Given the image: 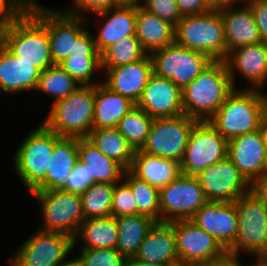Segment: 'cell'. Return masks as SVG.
<instances>
[{"instance_id":"55","label":"cell","mask_w":267,"mask_h":266,"mask_svg":"<svg viewBox=\"0 0 267 266\" xmlns=\"http://www.w3.org/2000/svg\"><path fill=\"white\" fill-rule=\"evenodd\" d=\"M196 266H231V264L229 263V255H227V257L222 261L210 264L196 265Z\"/></svg>"},{"instance_id":"7","label":"cell","mask_w":267,"mask_h":266,"mask_svg":"<svg viewBox=\"0 0 267 266\" xmlns=\"http://www.w3.org/2000/svg\"><path fill=\"white\" fill-rule=\"evenodd\" d=\"M234 203L238 230L234 243L226 251L227 255H239L243 249L255 257L267 243V209L251 191Z\"/></svg>"},{"instance_id":"46","label":"cell","mask_w":267,"mask_h":266,"mask_svg":"<svg viewBox=\"0 0 267 266\" xmlns=\"http://www.w3.org/2000/svg\"><path fill=\"white\" fill-rule=\"evenodd\" d=\"M254 15L262 42L267 44V0H244Z\"/></svg>"},{"instance_id":"12","label":"cell","mask_w":267,"mask_h":266,"mask_svg":"<svg viewBox=\"0 0 267 266\" xmlns=\"http://www.w3.org/2000/svg\"><path fill=\"white\" fill-rule=\"evenodd\" d=\"M74 239L60 232L38 229L18 249L10 266H62L70 260L65 258L73 250Z\"/></svg>"},{"instance_id":"10","label":"cell","mask_w":267,"mask_h":266,"mask_svg":"<svg viewBox=\"0 0 267 266\" xmlns=\"http://www.w3.org/2000/svg\"><path fill=\"white\" fill-rule=\"evenodd\" d=\"M29 12L46 28L53 64L74 53L77 37L85 30L88 18L75 17L40 6L35 0ZM84 28V29H83Z\"/></svg>"},{"instance_id":"4","label":"cell","mask_w":267,"mask_h":266,"mask_svg":"<svg viewBox=\"0 0 267 266\" xmlns=\"http://www.w3.org/2000/svg\"><path fill=\"white\" fill-rule=\"evenodd\" d=\"M95 85H81L52 104L43 123L58 136L84 138L93 129Z\"/></svg>"},{"instance_id":"52","label":"cell","mask_w":267,"mask_h":266,"mask_svg":"<svg viewBox=\"0 0 267 266\" xmlns=\"http://www.w3.org/2000/svg\"><path fill=\"white\" fill-rule=\"evenodd\" d=\"M143 0H114V7H132L138 8L142 6Z\"/></svg>"},{"instance_id":"43","label":"cell","mask_w":267,"mask_h":266,"mask_svg":"<svg viewBox=\"0 0 267 266\" xmlns=\"http://www.w3.org/2000/svg\"><path fill=\"white\" fill-rule=\"evenodd\" d=\"M93 183L85 164L78 160L61 190L81 194Z\"/></svg>"},{"instance_id":"37","label":"cell","mask_w":267,"mask_h":266,"mask_svg":"<svg viewBox=\"0 0 267 266\" xmlns=\"http://www.w3.org/2000/svg\"><path fill=\"white\" fill-rule=\"evenodd\" d=\"M148 53L136 36H128L108 47L101 54V68H113L144 58Z\"/></svg>"},{"instance_id":"59","label":"cell","mask_w":267,"mask_h":266,"mask_svg":"<svg viewBox=\"0 0 267 266\" xmlns=\"http://www.w3.org/2000/svg\"><path fill=\"white\" fill-rule=\"evenodd\" d=\"M3 24L0 22V42H1V31H2Z\"/></svg>"},{"instance_id":"53","label":"cell","mask_w":267,"mask_h":266,"mask_svg":"<svg viewBox=\"0 0 267 266\" xmlns=\"http://www.w3.org/2000/svg\"><path fill=\"white\" fill-rule=\"evenodd\" d=\"M259 132L261 134L262 141L267 149V113L261 119Z\"/></svg>"},{"instance_id":"8","label":"cell","mask_w":267,"mask_h":266,"mask_svg":"<svg viewBox=\"0 0 267 266\" xmlns=\"http://www.w3.org/2000/svg\"><path fill=\"white\" fill-rule=\"evenodd\" d=\"M43 212V225L40 230L60 232L74 238L84 221L79 193L61 189L32 191Z\"/></svg>"},{"instance_id":"48","label":"cell","mask_w":267,"mask_h":266,"mask_svg":"<svg viewBox=\"0 0 267 266\" xmlns=\"http://www.w3.org/2000/svg\"><path fill=\"white\" fill-rule=\"evenodd\" d=\"M176 2L182 16L198 15L211 10L204 0H176Z\"/></svg>"},{"instance_id":"2","label":"cell","mask_w":267,"mask_h":266,"mask_svg":"<svg viewBox=\"0 0 267 266\" xmlns=\"http://www.w3.org/2000/svg\"><path fill=\"white\" fill-rule=\"evenodd\" d=\"M266 113V94L258 89L236 88L208 122L229 141L259 130L261 119Z\"/></svg>"},{"instance_id":"51","label":"cell","mask_w":267,"mask_h":266,"mask_svg":"<svg viewBox=\"0 0 267 266\" xmlns=\"http://www.w3.org/2000/svg\"><path fill=\"white\" fill-rule=\"evenodd\" d=\"M238 257L239 255H229V263L231 264V266H244L241 263H239ZM256 257H257V260L254 264H249L246 266H267L264 263V260L259 255H256Z\"/></svg>"},{"instance_id":"36","label":"cell","mask_w":267,"mask_h":266,"mask_svg":"<svg viewBox=\"0 0 267 266\" xmlns=\"http://www.w3.org/2000/svg\"><path fill=\"white\" fill-rule=\"evenodd\" d=\"M153 118L137 105L118 123V131L128 140L135 150L141 149L150 132Z\"/></svg>"},{"instance_id":"14","label":"cell","mask_w":267,"mask_h":266,"mask_svg":"<svg viewBox=\"0 0 267 266\" xmlns=\"http://www.w3.org/2000/svg\"><path fill=\"white\" fill-rule=\"evenodd\" d=\"M196 119L187 115L154 119L142 152L179 163L185 153Z\"/></svg>"},{"instance_id":"23","label":"cell","mask_w":267,"mask_h":266,"mask_svg":"<svg viewBox=\"0 0 267 266\" xmlns=\"http://www.w3.org/2000/svg\"><path fill=\"white\" fill-rule=\"evenodd\" d=\"M230 5L218 9L224 23L226 57L227 54L242 46L258 44L262 42L259 29L250 6L233 9Z\"/></svg>"},{"instance_id":"31","label":"cell","mask_w":267,"mask_h":266,"mask_svg":"<svg viewBox=\"0 0 267 266\" xmlns=\"http://www.w3.org/2000/svg\"><path fill=\"white\" fill-rule=\"evenodd\" d=\"M116 220L118 224L116 249L130 259L137 254L143 239L157 221L144 214L119 216Z\"/></svg>"},{"instance_id":"26","label":"cell","mask_w":267,"mask_h":266,"mask_svg":"<svg viewBox=\"0 0 267 266\" xmlns=\"http://www.w3.org/2000/svg\"><path fill=\"white\" fill-rule=\"evenodd\" d=\"M94 14L105 19L99 33L94 36L96 49L100 54L123 38L135 36L136 8L112 7Z\"/></svg>"},{"instance_id":"20","label":"cell","mask_w":267,"mask_h":266,"mask_svg":"<svg viewBox=\"0 0 267 266\" xmlns=\"http://www.w3.org/2000/svg\"><path fill=\"white\" fill-rule=\"evenodd\" d=\"M225 63L235 87V70L246 78L251 87L261 89L267 81V44L260 42L238 47L227 54ZM252 84V85H251Z\"/></svg>"},{"instance_id":"19","label":"cell","mask_w":267,"mask_h":266,"mask_svg":"<svg viewBox=\"0 0 267 266\" xmlns=\"http://www.w3.org/2000/svg\"><path fill=\"white\" fill-rule=\"evenodd\" d=\"M105 70V72H104ZM107 80L102 82L110 90L130 98L134 103L140 100L150 76L153 63L150 54L135 62L102 70Z\"/></svg>"},{"instance_id":"56","label":"cell","mask_w":267,"mask_h":266,"mask_svg":"<svg viewBox=\"0 0 267 266\" xmlns=\"http://www.w3.org/2000/svg\"><path fill=\"white\" fill-rule=\"evenodd\" d=\"M259 256L264 260V263L267 265V243L264 249L259 253Z\"/></svg>"},{"instance_id":"54","label":"cell","mask_w":267,"mask_h":266,"mask_svg":"<svg viewBox=\"0 0 267 266\" xmlns=\"http://www.w3.org/2000/svg\"><path fill=\"white\" fill-rule=\"evenodd\" d=\"M127 266H168V265L148 263L145 261L136 260L134 257H132L128 259Z\"/></svg>"},{"instance_id":"41","label":"cell","mask_w":267,"mask_h":266,"mask_svg":"<svg viewBox=\"0 0 267 266\" xmlns=\"http://www.w3.org/2000/svg\"><path fill=\"white\" fill-rule=\"evenodd\" d=\"M122 181L115 183L112 194L111 216L114 217L137 214L136 197L131 187Z\"/></svg>"},{"instance_id":"58","label":"cell","mask_w":267,"mask_h":266,"mask_svg":"<svg viewBox=\"0 0 267 266\" xmlns=\"http://www.w3.org/2000/svg\"><path fill=\"white\" fill-rule=\"evenodd\" d=\"M62 266H79L78 262L73 258L70 261Z\"/></svg>"},{"instance_id":"34","label":"cell","mask_w":267,"mask_h":266,"mask_svg":"<svg viewBox=\"0 0 267 266\" xmlns=\"http://www.w3.org/2000/svg\"><path fill=\"white\" fill-rule=\"evenodd\" d=\"M115 184L93 183L80 194L85 219L111 216Z\"/></svg>"},{"instance_id":"57","label":"cell","mask_w":267,"mask_h":266,"mask_svg":"<svg viewBox=\"0 0 267 266\" xmlns=\"http://www.w3.org/2000/svg\"><path fill=\"white\" fill-rule=\"evenodd\" d=\"M262 177H267V151L263 163Z\"/></svg>"},{"instance_id":"11","label":"cell","mask_w":267,"mask_h":266,"mask_svg":"<svg viewBox=\"0 0 267 266\" xmlns=\"http://www.w3.org/2000/svg\"><path fill=\"white\" fill-rule=\"evenodd\" d=\"M227 153L228 141L208 121H197L180 162L181 174L196 176Z\"/></svg>"},{"instance_id":"16","label":"cell","mask_w":267,"mask_h":266,"mask_svg":"<svg viewBox=\"0 0 267 266\" xmlns=\"http://www.w3.org/2000/svg\"><path fill=\"white\" fill-rule=\"evenodd\" d=\"M196 177L208 201L235 202L251 191V184L228 156L202 170Z\"/></svg>"},{"instance_id":"9","label":"cell","mask_w":267,"mask_h":266,"mask_svg":"<svg viewBox=\"0 0 267 266\" xmlns=\"http://www.w3.org/2000/svg\"><path fill=\"white\" fill-rule=\"evenodd\" d=\"M150 56L153 73L171 80L181 89L212 62L206 54L180 46L176 42L151 52Z\"/></svg>"},{"instance_id":"44","label":"cell","mask_w":267,"mask_h":266,"mask_svg":"<svg viewBox=\"0 0 267 266\" xmlns=\"http://www.w3.org/2000/svg\"><path fill=\"white\" fill-rule=\"evenodd\" d=\"M35 0H0V22L5 25L25 16Z\"/></svg>"},{"instance_id":"17","label":"cell","mask_w":267,"mask_h":266,"mask_svg":"<svg viewBox=\"0 0 267 266\" xmlns=\"http://www.w3.org/2000/svg\"><path fill=\"white\" fill-rule=\"evenodd\" d=\"M190 220L209 233L225 251L235 241L238 218L234 202L208 201Z\"/></svg>"},{"instance_id":"35","label":"cell","mask_w":267,"mask_h":266,"mask_svg":"<svg viewBox=\"0 0 267 266\" xmlns=\"http://www.w3.org/2000/svg\"><path fill=\"white\" fill-rule=\"evenodd\" d=\"M78 84V85H77ZM81 85L64 71L58 64H54L41 71L36 90L49 94L55 103L65 99Z\"/></svg>"},{"instance_id":"49","label":"cell","mask_w":267,"mask_h":266,"mask_svg":"<svg viewBox=\"0 0 267 266\" xmlns=\"http://www.w3.org/2000/svg\"><path fill=\"white\" fill-rule=\"evenodd\" d=\"M251 192L267 209V177H260L251 184Z\"/></svg>"},{"instance_id":"29","label":"cell","mask_w":267,"mask_h":266,"mask_svg":"<svg viewBox=\"0 0 267 266\" xmlns=\"http://www.w3.org/2000/svg\"><path fill=\"white\" fill-rule=\"evenodd\" d=\"M135 106L136 103L130 98L99 82L95 85L93 129L116 128L119 121Z\"/></svg>"},{"instance_id":"25","label":"cell","mask_w":267,"mask_h":266,"mask_svg":"<svg viewBox=\"0 0 267 266\" xmlns=\"http://www.w3.org/2000/svg\"><path fill=\"white\" fill-rule=\"evenodd\" d=\"M78 160V137L61 136L54 144L46 178L33 191L61 189Z\"/></svg>"},{"instance_id":"47","label":"cell","mask_w":267,"mask_h":266,"mask_svg":"<svg viewBox=\"0 0 267 266\" xmlns=\"http://www.w3.org/2000/svg\"><path fill=\"white\" fill-rule=\"evenodd\" d=\"M72 55L101 56L95 45V38L87 28L77 37Z\"/></svg>"},{"instance_id":"50","label":"cell","mask_w":267,"mask_h":266,"mask_svg":"<svg viewBox=\"0 0 267 266\" xmlns=\"http://www.w3.org/2000/svg\"><path fill=\"white\" fill-rule=\"evenodd\" d=\"M242 2L244 0H204V2L214 10L221 9L223 7H227L230 5L238 4V2Z\"/></svg>"},{"instance_id":"40","label":"cell","mask_w":267,"mask_h":266,"mask_svg":"<svg viewBox=\"0 0 267 266\" xmlns=\"http://www.w3.org/2000/svg\"><path fill=\"white\" fill-rule=\"evenodd\" d=\"M74 259L79 266H127L128 259L116 248H81Z\"/></svg>"},{"instance_id":"6","label":"cell","mask_w":267,"mask_h":266,"mask_svg":"<svg viewBox=\"0 0 267 266\" xmlns=\"http://www.w3.org/2000/svg\"><path fill=\"white\" fill-rule=\"evenodd\" d=\"M60 137L42 123L25 136L13 155L17 176L30 192L46 178L54 144Z\"/></svg>"},{"instance_id":"30","label":"cell","mask_w":267,"mask_h":266,"mask_svg":"<svg viewBox=\"0 0 267 266\" xmlns=\"http://www.w3.org/2000/svg\"><path fill=\"white\" fill-rule=\"evenodd\" d=\"M78 158L85 164L94 183H119L125 169L115 160L106 157L86 137L78 138Z\"/></svg>"},{"instance_id":"38","label":"cell","mask_w":267,"mask_h":266,"mask_svg":"<svg viewBox=\"0 0 267 266\" xmlns=\"http://www.w3.org/2000/svg\"><path fill=\"white\" fill-rule=\"evenodd\" d=\"M136 197L137 214H144L160 222L159 189L125 170L123 179Z\"/></svg>"},{"instance_id":"18","label":"cell","mask_w":267,"mask_h":266,"mask_svg":"<svg viewBox=\"0 0 267 266\" xmlns=\"http://www.w3.org/2000/svg\"><path fill=\"white\" fill-rule=\"evenodd\" d=\"M153 119L183 115L182 89L171 80L150 76L140 100L136 104Z\"/></svg>"},{"instance_id":"24","label":"cell","mask_w":267,"mask_h":266,"mask_svg":"<svg viewBox=\"0 0 267 266\" xmlns=\"http://www.w3.org/2000/svg\"><path fill=\"white\" fill-rule=\"evenodd\" d=\"M41 70L14 56L0 42V91L9 93L36 90Z\"/></svg>"},{"instance_id":"5","label":"cell","mask_w":267,"mask_h":266,"mask_svg":"<svg viewBox=\"0 0 267 266\" xmlns=\"http://www.w3.org/2000/svg\"><path fill=\"white\" fill-rule=\"evenodd\" d=\"M175 42L206 54L211 60H225L224 23L219 10L182 16L175 25Z\"/></svg>"},{"instance_id":"33","label":"cell","mask_w":267,"mask_h":266,"mask_svg":"<svg viewBox=\"0 0 267 266\" xmlns=\"http://www.w3.org/2000/svg\"><path fill=\"white\" fill-rule=\"evenodd\" d=\"M79 237L84 241L83 246L80 248H116L118 240V224L116 217L108 216L85 219L73 238L74 246Z\"/></svg>"},{"instance_id":"15","label":"cell","mask_w":267,"mask_h":266,"mask_svg":"<svg viewBox=\"0 0 267 266\" xmlns=\"http://www.w3.org/2000/svg\"><path fill=\"white\" fill-rule=\"evenodd\" d=\"M169 223L174 229L180 265L210 264L227 257V252L220 244L190 219Z\"/></svg>"},{"instance_id":"39","label":"cell","mask_w":267,"mask_h":266,"mask_svg":"<svg viewBox=\"0 0 267 266\" xmlns=\"http://www.w3.org/2000/svg\"><path fill=\"white\" fill-rule=\"evenodd\" d=\"M58 66L73 77L80 85H97L92 83V76L101 68V56L71 55L62 60Z\"/></svg>"},{"instance_id":"21","label":"cell","mask_w":267,"mask_h":266,"mask_svg":"<svg viewBox=\"0 0 267 266\" xmlns=\"http://www.w3.org/2000/svg\"><path fill=\"white\" fill-rule=\"evenodd\" d=\"M266 151L261 134L256 130L229 140L227 156L245 179L252 184L262 177Z\"/></svg>"},{"instance_id":"13","label":"cell","mask_w":267,"mask_h":266,"mask_svg":"<svg viewBox=\"0 0 267 266\" xmlns=\"http://www.w3.org/2000/svg\"><path fill=\"white\" fill-rule=\"evenodd\" d=\"M207 202L198 178L181 174L159 189L160 222L189 220Z\"/></svg>"},{"instance_id":"27","label":"cell","mask_w":267,"mask_h":266,"mask_svg":"<svg viewBox=\"0 0 267 266\" xmlns=\"http://www.w3.org/2000/svg\"><path fill=\"white\" fill-rule=\"evenodd\" d=\"M129 171L157 189L165 187L181 175L178 161L151 155L140 149L135 151Z\"/></svg>"},{"instance_id":"1","label":"cell","mask_w":267,"mask_h":266,"mask_svg":"<svg viewBox=\"0 0 267 266\" xmlns=\"http://www.w3.org/2000/svg\"><path fill=\"white\" fill-rule=\"evenodd\" d=\"M235 90L224 60L212 62L182 89L184 115L208 121Z\"/></svg>"},{"instance_id":"32","label":"cell","mask_w":267,"mask_h":266,"mask_svg":"<svg viewBox=\"0 0 267 266\" xmlns=\"http://www.w3.org/2000/svg\"><path fill=\"white\" fill-rule=\"evenodd\" d=\"M106 157L115 160L125 170H129L135 149L117 128L92 129L86 137Z\"/></svg>"},{"instance_id":"22","label":"cell","mask_w":267,"mask_h":266,"mask_svg":"<svg viewBox=\"0 0 267 266\" xmlns=\"http://www.w3.org/2000/svg\"><path fill=\"white\" fill-rule=\"evenodd\" d=\"M136 260L180 266L174 229L169 222H156L140 244Z\"/></svg>"},{"instance_id":"3","label":"cell","mask_w":267,"mask_h":266,"mask_svg":"<svg viewBox=\"0 0 267 266\" xmlns=\"http://www.w3.org/2000/svg\"><path fill=\"white\" fill-rule=\"evenodd\" d=\"M1 43L14 56L41 71L54 65L47 30L30 12L3 25Z\"/></svg>"},{"instance_id":"45","label":"cell","mask_w":267,"mask_h":266,"mask_svg":"<svg viewBox=\"0 0 267 266\" xmlns=\"http://www.w3.org/2000/svg\"><path fill=\"white\" fill-rule=\"evenodd\" d=\"M73 2L75 6L67 7L64 12L63 10L60 12L75 17H84V13L82 14L84 11L94 14L114 7V0H73Z\"/></svg>"},{"instance_id":"42","label":"cell","mask_w":267,"mask_h":266,"mask_svg":"<svg viewBox=\"0 0 267 266\" xmlns=\"http://www.w3.org/2000/svg\"><path fill=\"white\" fill-rule=\"evenodd\" d=\"M142 7L174 26L182 18L176 0H143Z\"/></svg>"},{"instance_id":"28","label":"cell","mask_w":267,"mask_h":266,"mask_svg":"<svg viewBox=\"0 0 267 266\" xmlns=\"http://www.w3.org/2000/svg\"><path fill=\"white\" fill-rule=\"evenodd\" d=\"M135 36L150 54L175 42V26L140 6L136 8Z\"/></svg>"}]
</instances>
